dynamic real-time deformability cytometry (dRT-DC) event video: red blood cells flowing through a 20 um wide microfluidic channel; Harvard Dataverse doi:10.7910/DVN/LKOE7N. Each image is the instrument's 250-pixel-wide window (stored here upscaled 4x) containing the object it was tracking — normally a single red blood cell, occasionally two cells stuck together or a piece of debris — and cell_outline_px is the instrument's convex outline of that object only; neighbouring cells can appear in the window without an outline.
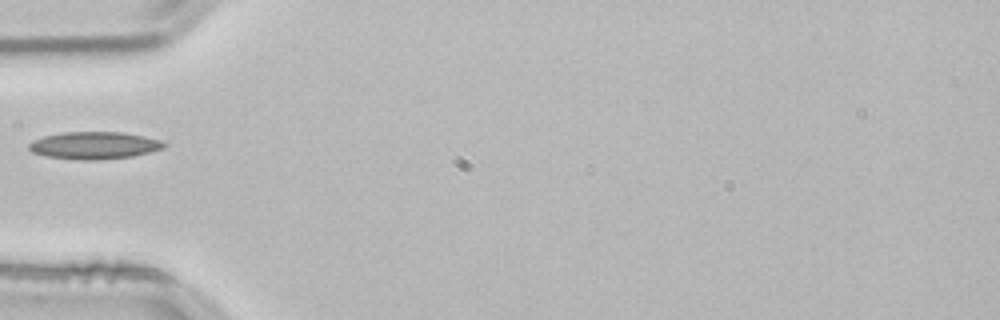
{"species": "common noctule bat (a hibernating species)", "species_latin": "Nyctalus noctula", "temperature_condition": "room temperature", "stored_images_in_passage": 36, "camera_frame_rate_fps": 3000, "um_per_image_px": 0.085, "animal": {"sex": "male", "body_mass_g": 21.5, "forearm_length_mm": 52.0}, "frame": {"image": 1, "passage_image": 1, "time_ms": 0.0, "image_size_px": [1000, 320], "cell_outline_px": [[168, 144], [164, 148], [132, 156], [96, 160], [80, 160], [44, 156], [32, 152], [28, 148], [28, 144], [32, 140], [44, 136], [64, 132], [120, 132], [144, 136], [160, 140]], "centroid_in_image_um": [7.98, 12.36], "position_along_channel_um": 77.0, "area_um2": 21.5}}
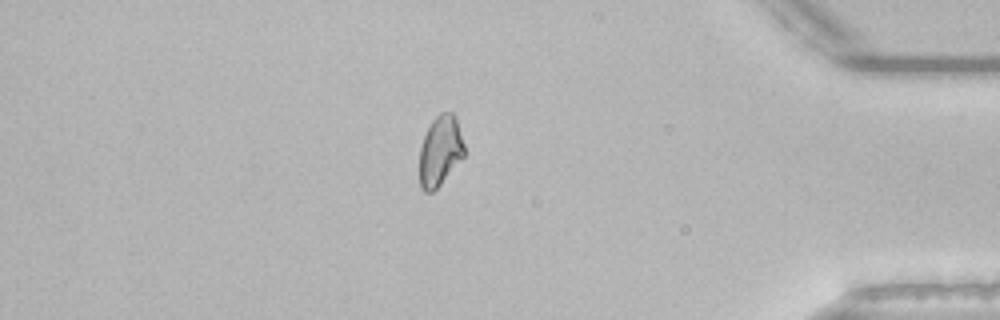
{"frame": {"image": 2, "passage_image": 29, "time_ms": 9.333, "image_size_px": [1000, 320], "cell_outline_px": [[464, 156], [440, 184], [432, 192], [424, 192], [420, 188], [420, 148], [424, 136], [432, 120], [440, 112], [452, 112], [456, 116], [464, 144]], "centroid_in_image_um": [37.41, 12.81], "position_along_channel_um": 397.8, "area_um2": 18.21}}
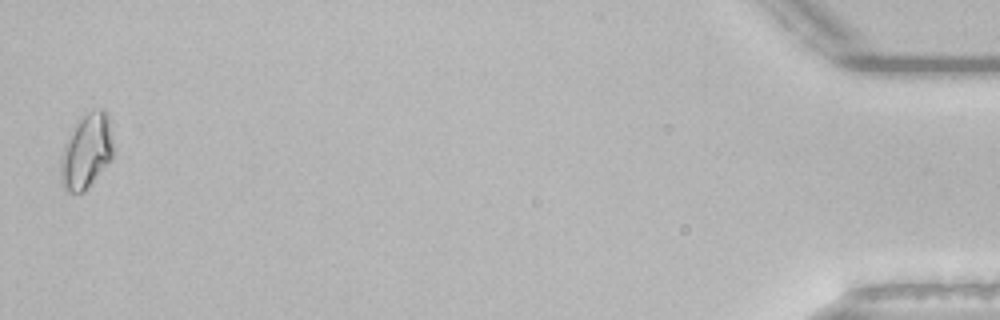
{"frame": {"image": 3, "passage_image": 36, "time_ms": 11.667, "image_size_px": [1000, 320], "cell_outline_px": [[116, 148], [112, 160], [84, 192], [64, 192], [60, 180], [60, 156], [64, 144], [68, 136], [76, 124], [88, 112], [100, 108], [104, 108], [108, 112]], "centroid_in_image_um": [7.39, 12.87], "position_along_channel_um": 427.8, "area_um2": 23.7}}